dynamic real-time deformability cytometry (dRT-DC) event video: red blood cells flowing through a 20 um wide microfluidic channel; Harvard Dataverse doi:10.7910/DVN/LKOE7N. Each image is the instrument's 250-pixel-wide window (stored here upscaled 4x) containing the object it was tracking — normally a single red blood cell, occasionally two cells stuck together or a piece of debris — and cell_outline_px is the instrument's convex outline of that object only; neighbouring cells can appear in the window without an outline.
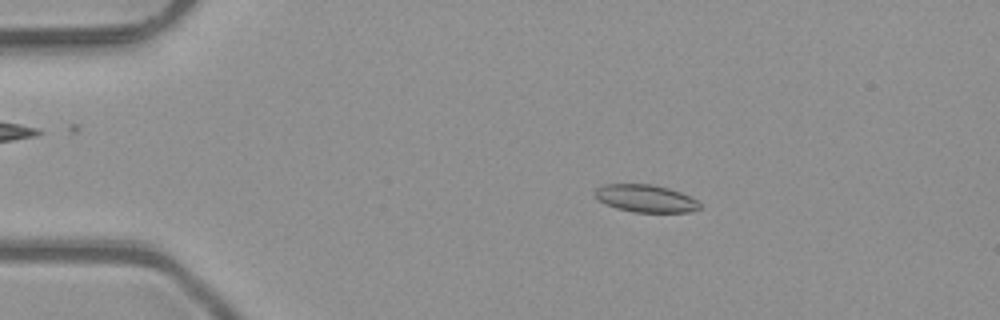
{"species": "common noctule bat (a hibernating species)", "species_latin": "Nyctalus noctula", "temperature_condition": "room temperature", "stored_images_in_passage": 48, "camera_frame_rate_fps": 3000, "um_per_image_px": 0.085, "animal": {"sex": "male", "body_mass_g": 23.1, "forearm_length_mm": 52.7}, "frame": {"image": 1, "passage_image": 7, "time_ms": 2.0, "image_size_px": [1000, 320], "cell_outline_px": [[700, 208], [688, 212], [632, 212], [616, 208], [600, 200], [596, 196], [596, 188], [604, 184], [652, 184], [668, 188], [692, 196], [700, 204]], "centroid_in_image_um": [54.91, 16.86], "position_along_channel_um": 30.1, "area_um2": 16.65}}
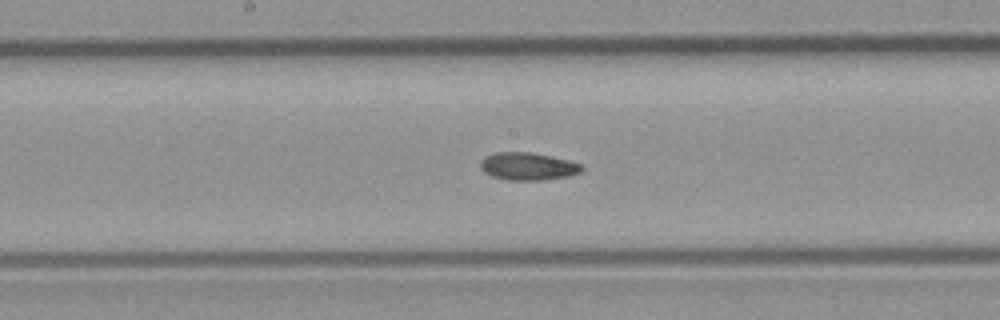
{"frame": {"image": 2, "passage_image": 24, "time_ms": 7.667, "image_size_px": [1000, 320], "cell_outline_px": [[584, 168], [580, 172], [568, 176], [540, 180], [508, 180], [492, 176], [484, 172], [480, 168], [480, 160], [484, 156], [496, 152], [532, 152], [552, 156], [584, 164]], "centroid_in_image_um": [44.87, 14.13], "position_along_channel_um": 203.3, "area_um2": 16.47}}
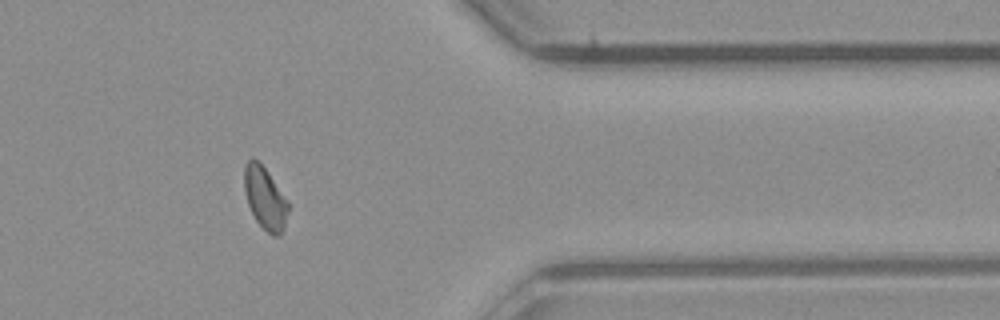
{"frame": {"image": 3, "passage_image": 39, "time_ms": 12.667, "image_size_px": [1000, 320], "cell_outline_px": [[288, 212], [280, 236], [272, 236], [256, 220], [248, 204], [244, 188], [244, 168], [248, 160], [252, 156], [264, 168], [288, 200]], "centroid_in_image_um": [22.52, 16.84], "position_along_channel_um": 388.9, "area_um2": 15.61}, "authors_computed_cell_mechanics": {"area_um2": 16.184, "velocity_mm_per_s": 4.0757, "shape_relaxation_time_tau1_ms": 6.6833, "shape_relaxation_time_tau2_ms": 4.4882, "deformation_change_tau1": 0.1233, "deformation_change_tau2": 0.0925}}